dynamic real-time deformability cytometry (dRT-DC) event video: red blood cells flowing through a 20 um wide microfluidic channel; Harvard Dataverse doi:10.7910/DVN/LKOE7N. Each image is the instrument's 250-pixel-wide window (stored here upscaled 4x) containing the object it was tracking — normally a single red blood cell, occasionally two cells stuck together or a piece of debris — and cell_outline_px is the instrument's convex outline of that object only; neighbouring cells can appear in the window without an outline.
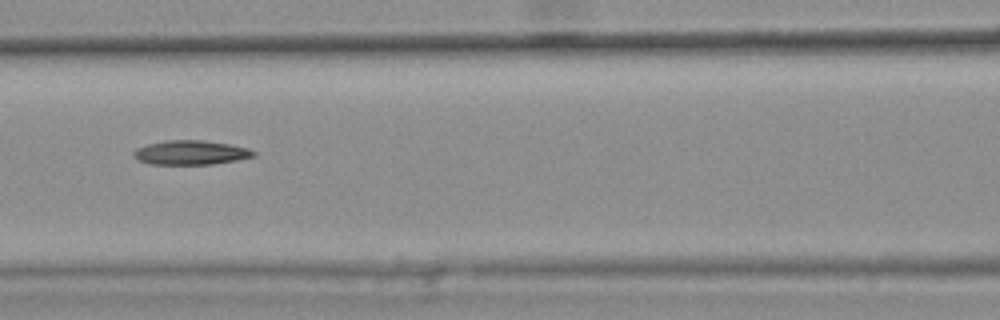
{"species": "common noctule bat (a hibernating species)", "species_latin": "Nyctalus noctula", "temperature_condition": "warm", "stored_images_in_passage": 9, "camera_frame_rate_fps": 3000, "um_per_image_px": 0.085, "animal": {"sex": "female", "body_mass_g": 25.1}, "frame": {"image": 1, "passage_image": 6, "time_ms": 1.667, "image_size_px": [1000, 320], "cell_outline_px": [[256, 156], [236, 160], [212, 164], [148, 164], [136, 160], [132, 156], [132, 152], [136, 148], [148, 144], [168, 140], [204, 140], [228, 144], [248, 148], [256, 152]], "centroid_in_image_um": [16.17, 12.97], "position_along_channel_um": 150.4, "area_um2": 17.05}}